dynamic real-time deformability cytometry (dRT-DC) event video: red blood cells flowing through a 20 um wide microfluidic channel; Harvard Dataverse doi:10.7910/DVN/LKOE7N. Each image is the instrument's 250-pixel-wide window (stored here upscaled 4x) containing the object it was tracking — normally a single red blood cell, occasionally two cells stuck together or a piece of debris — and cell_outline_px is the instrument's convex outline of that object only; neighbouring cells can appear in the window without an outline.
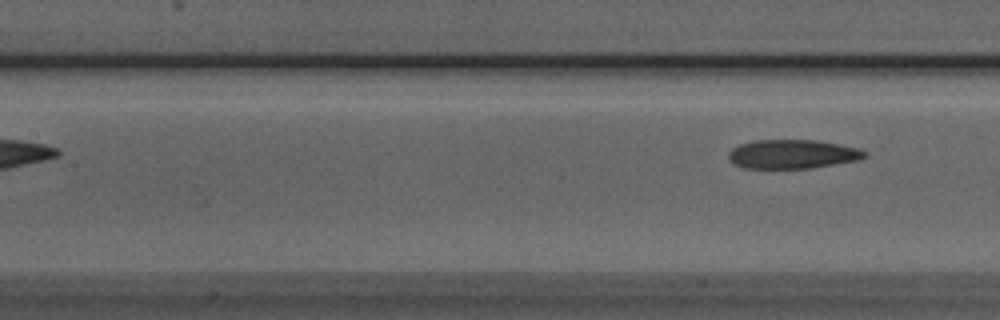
{"species": "Egyptian fruit bat (a non-hibernating species)", "species_latin": "Rousettus aegyptiacus", "temperature_condition": "room temperature", "stored_images_in_passage": 6, "camera_frame_rate_fps": 3000, "um_per_image_px": 0.085, "animal": {"sex": "male"}, "frame": {"image": 1, "passage_image": 6, "time_ms": 6.0, "image_size_px": [1000, 320], "cell_outline_px": [[868, 156], [860, 160], [812, 168], [740, 168], [732, 164], [728, 160], [728, 152], [732, 148], [740, 144], [756, 140], [816, 140], [860, 148], [868, 152]], "centroid_in_image_um": [67.36, 13.11], "position_along_channel_um": 140.0, "area_um2": 23.35}}